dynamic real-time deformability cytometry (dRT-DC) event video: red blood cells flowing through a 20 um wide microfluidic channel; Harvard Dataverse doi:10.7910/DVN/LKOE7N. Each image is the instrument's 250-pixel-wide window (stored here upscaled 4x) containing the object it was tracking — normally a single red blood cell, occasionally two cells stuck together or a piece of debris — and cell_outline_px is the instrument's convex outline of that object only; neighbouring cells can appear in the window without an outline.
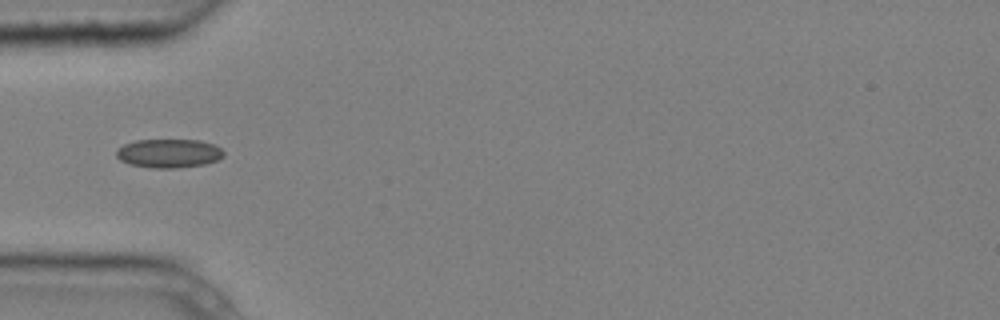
{"species": "common noctule bat (a hibernating species)", "species_latin": "Nyctalus noctula", "temperature_condition": "cold", "stored_images_in_passage": 6, "camera_frame_rate_fps": 3000, "um_per_image_px": 0.085, "animal": {"sex": "male", "body_mass_g": 20.4}, "frame": {"image": 1, "passage_image": 6, "time_ms": 1.667, "image_size_px": [1000, 320], "cell_outline_px": [[224, 156], [216, 160], [204, 164], [176, 168], [152, 168], [128, 164], [120, 160], [116, 156], [116, 152], [124, 144], [136, 140], [200, 140], [212, 144], [220, 148], [224, 152]], "centroid_in_image_um": [14.33, 13.04], "position_along_channel_um": 70.7, "area_um2": 17.92}}